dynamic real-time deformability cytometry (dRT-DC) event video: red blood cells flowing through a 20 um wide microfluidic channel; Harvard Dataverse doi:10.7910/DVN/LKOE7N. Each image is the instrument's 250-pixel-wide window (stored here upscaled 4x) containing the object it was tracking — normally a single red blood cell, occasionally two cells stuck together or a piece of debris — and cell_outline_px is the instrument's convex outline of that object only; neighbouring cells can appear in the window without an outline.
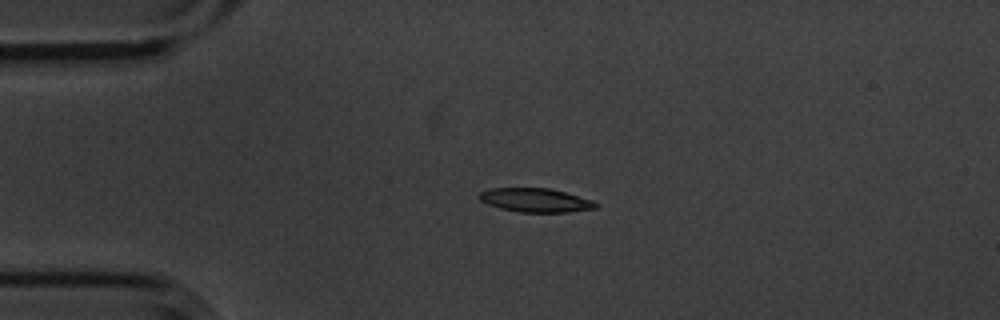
{"species": "common noctule bat (a hibernating species)", "species_latin": "Nyctalus noctula", "temperature_condition": "cold", "stored_images_in_passage": 3, "camera_frame_rate_fps": 3000, "um_per_image_px": 0.085, "animal": {"sex": "male", "body_mass_g": 20.1, "forearm_length_mm": 53.5}, "frame": {"image": 1, "passage_image": 2, "time_ms": 0.333, "image_size_px": [1000, 320], "cell_outline_px": [[600, 204], [596, 208], [568, 212], [520, 212], [500, 208], [488, 204], [480, 200], [476, 196], [480, 192], [488, 188], [552, 188], [592, 200]], "centroid_in_image_um": [45.51, 17.01], "position_along_channel_um": 39.5, "area_um2": 16.3}}